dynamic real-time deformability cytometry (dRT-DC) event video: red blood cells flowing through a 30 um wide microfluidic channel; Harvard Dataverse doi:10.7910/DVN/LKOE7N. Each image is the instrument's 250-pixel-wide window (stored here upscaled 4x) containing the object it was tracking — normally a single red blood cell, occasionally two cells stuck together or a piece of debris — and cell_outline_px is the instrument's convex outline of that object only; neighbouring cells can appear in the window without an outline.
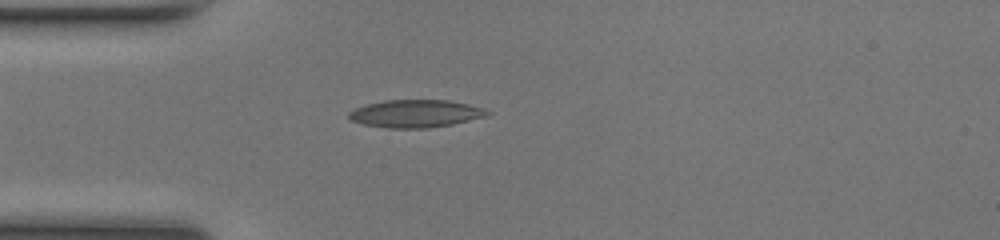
{"species": "common noctule bat (a hibernating species)", "species_latin": "Nyctalus noctula", "temperature_condition": "room temperature", "stored_images_in_passage": 44, "camera_frame_rate_fps": 3000, "um_per_image_px": 0.085, "animal": {"sex": "female", "body_mass_g": 17.0, "forearm_length_mm": 48.0}, "frame": {"image": 1, "passage_image": 9, "time_ms": 2.667, "image_size_px": [1000, 240], "cell_outline_px": [[492, 112], [488, 116], [452, 124], [428, 128], [388, 128], [364, 124], [348, 120], [348, 112], [356, 108], [368, 104], [384, 100], [448, 100], [468, 104], [484, 108]], "centroid_in_image_um": [35.34, 9.66], "position_along_channel_um": 49.7, "area_um2": 22.37}}
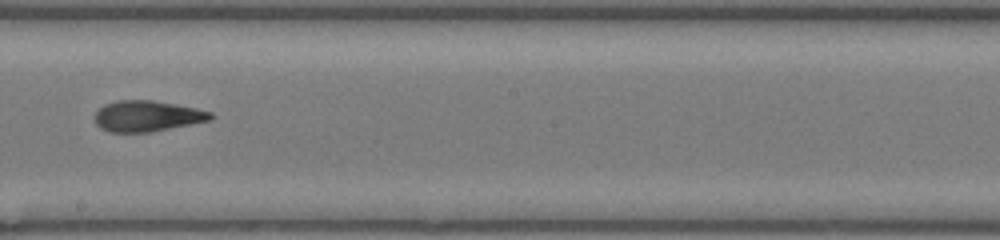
{"frame": {"image": 2, "passage_image": 23, "time_ms": 7.333, "image_size_px": [1000, 240], "cell_outline_px": [[212, 116], [208, 120], [152, 132], [108, 132], [100, 128], [96, 124], [92, 116], [104, 104], [120, 100], [152, 100], [196, 108], [212, 112]], "centroid_in_image_um": [12.43, 9.87], "position_along_channel_um": 235.8, "area_um2": 20.75}}
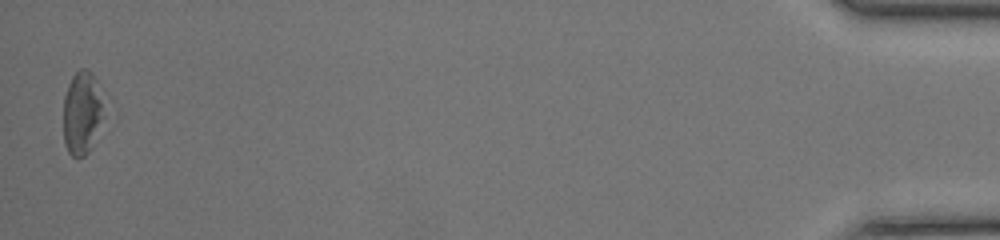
{"frame": {"image": 3, "passage_image": 44, "time_ms": 14.333, "image_size_px": [1000, 240], "cell_outline_px": [[104, 116], [92, 148], [84, 156], [72, 156], [68, 152], [64, 144], [64, 96], [68, 84], [72, 76], [80, 68], [88, 68], [92, 72], [96, 80]], "centroid_in_image_um": [6.96, 9.6], "position_along_channel_um": 428.2, "area_um2": 19.59}, "authors_computed_cell_mechanics": {"area_um2": 21.2415, "velocity_mm_per_s": 4.192, "shape_relaxation_time_tau1_ms": 6.9456, "shape_relaxation_time_tau2_ms": 2.4365, "deformation_change_tau1": 0.2023, "deformation_change_tau2": 0.1043}}